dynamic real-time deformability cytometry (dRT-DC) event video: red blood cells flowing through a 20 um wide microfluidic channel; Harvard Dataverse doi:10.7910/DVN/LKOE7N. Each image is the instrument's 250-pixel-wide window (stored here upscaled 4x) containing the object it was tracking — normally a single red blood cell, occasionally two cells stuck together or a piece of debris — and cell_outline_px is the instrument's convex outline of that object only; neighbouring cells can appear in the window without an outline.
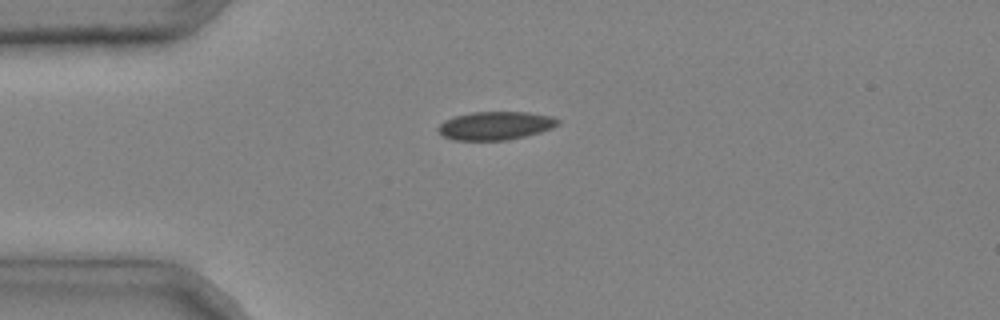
{"species": "common noctule bat (a hibernating species)", "species_latin": "Nyctalus noctula", "temperature_condition": "cold", "stored_images_in_passage": 4, "camera_frame_rate_fps": 3000, "um_per_image_px": 0.085, "animal": {"sex": "male", "body_mass_g": 20.4}, "frame": {"image": 1, "passage_image": 3, "time_ms": 0.667, "image_size_px": [1000, 320], "cell_outline_px": [[560, 124], [552, 128], [540, 132], [508, 140], [452, 140], [436, 132], [436, 128], [444, 120], [456, 116], [472, 112], [528, 112], [552, 116], [560, 120]], "centroid_in_image_um": [42.1, 10.68], "position_along_channel_um": 42.9, "area_um2": 19.88}}